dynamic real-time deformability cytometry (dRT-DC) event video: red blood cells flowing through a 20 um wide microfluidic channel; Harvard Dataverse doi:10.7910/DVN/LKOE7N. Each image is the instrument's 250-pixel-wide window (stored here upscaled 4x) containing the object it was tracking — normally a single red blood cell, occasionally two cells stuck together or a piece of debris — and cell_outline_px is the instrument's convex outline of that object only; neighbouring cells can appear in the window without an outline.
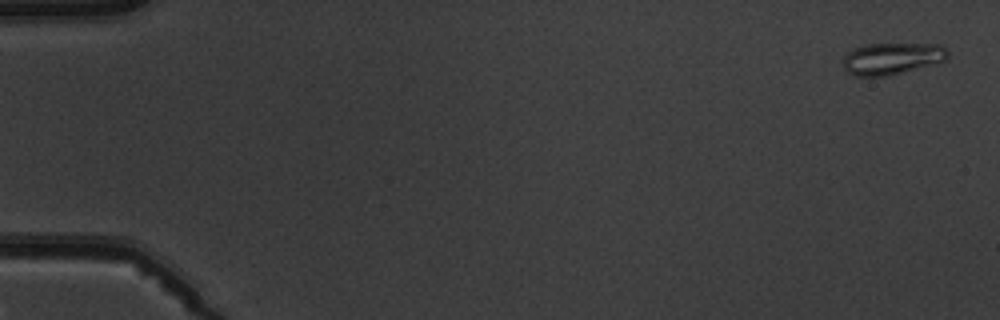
{"species": "common noctule bat (a hibernating species)", "species_latin": "Nyctalus noctula", "temperature_condition": "warm", "stored_images_in_passage": 5, "camera_frame_rate_fps": 3000, "um_per_image_px": 0.085, "animal": {"sex": "male", "body_mass_g": 19.5, "forearm_length_mm": 54.6}, "frame": {"image": 1, "passage_image": 1, "time_ms": 0.0, "image_size_px": [1000, 320], "cell_outline_px": [[948, 56], [944, 60], [888, 76], [856, 76], [848, 72], [844, 68], [840, 60], [848, 52], [864, 44], [940, 44], [948, 52]], "centroid_in_image_um": [75.75, 4.97], "position_along_channel_um": 9.3, "area_um2": 19.19}}
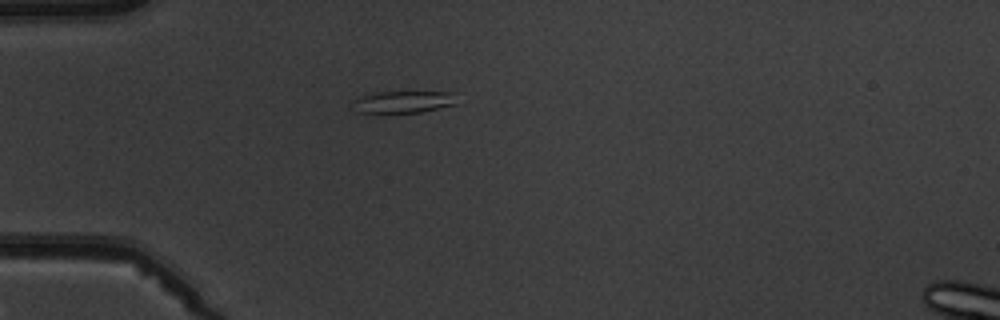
{"frame": {"image": 2, "passage_image": 5, "time_ms": 4.667, "image_size_px": [1000, 320], "cell_outline_px": [[456, 104], [420, 112], [384, 116], [376, 116], [356, 112], [356, 100], [360, 96], [376, 92], [456, 92]], "centroid_in_image_um": [34.25, 8.72], "position_along_channel_um": 50.8, "area_um2": 14.05}}